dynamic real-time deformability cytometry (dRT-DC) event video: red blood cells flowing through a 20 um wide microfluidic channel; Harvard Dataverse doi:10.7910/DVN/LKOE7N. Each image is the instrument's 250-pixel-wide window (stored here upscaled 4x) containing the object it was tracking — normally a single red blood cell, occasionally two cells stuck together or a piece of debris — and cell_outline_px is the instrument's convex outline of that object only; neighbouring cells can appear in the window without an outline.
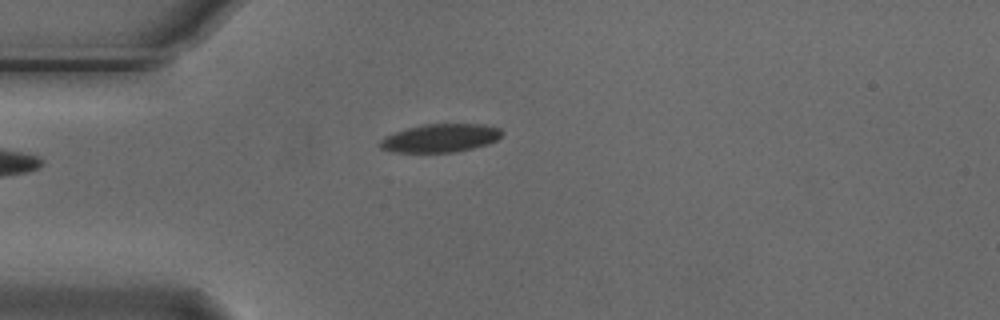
{"species": "Egyptian fruit bat (a non-hibernating species)", "species_latin": "Rousettus aegyptiacus", "temperature_condition": "cold", "stored_images_in_passage": 5, "camera_frame_rate_fps": 3000, "um_per_image_px": 0.085, "animal": {"sex": "male"}, "frame": {"image": 1, "passage_image": 5, "time_ms": 1.333, "image_size_px": [1000, 320], "cell_outline_px": [[504, 132], [496, 140], [488, 144], [456, 152], [396, 152], [380, 148], [380, 140], [384, 136], [408, 128], [424, 124], [480, 124], [500, 128]], "centroid_in_image_um": [37.44, 11.73], "position_along_channel_um": 47.6, "area_um2": 19.94}}